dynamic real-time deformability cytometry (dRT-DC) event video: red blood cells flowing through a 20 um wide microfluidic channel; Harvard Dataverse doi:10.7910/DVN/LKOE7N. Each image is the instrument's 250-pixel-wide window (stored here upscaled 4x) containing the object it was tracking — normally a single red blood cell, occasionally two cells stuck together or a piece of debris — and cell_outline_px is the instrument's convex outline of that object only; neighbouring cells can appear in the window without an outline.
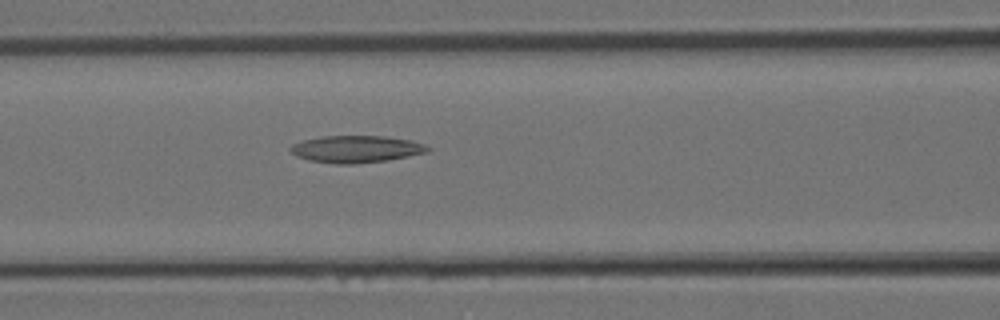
{"species": "Egyptian fruit bat (a non-hibernating species)", "species_latin": "Rousettus aegyptiacus", "temperature_condition": "room temperature", "stored_images_in_passage": 15, "camera_frame_rate_fps": 3000, "um_per_image_px": 0.085, "animal": {"sex": "female"}, "frame": {"image": 1, "passage_image": 13, "time_ms": 4.0, "image_size_px": [1000, 320], "cell_outline_px": [[432, 148], [428, 152], [388, 160], [352, 164], [336, 164], [308, 160], [296, 156], [288, 148], [292, 144], [304, 140], [320, 136], [384, 136], [412, 140], [424, 144]], "centroid_in_image_um": [30.28, 12.67], "position_along_channel_um": 136.3, "area_um2": 21.73}}
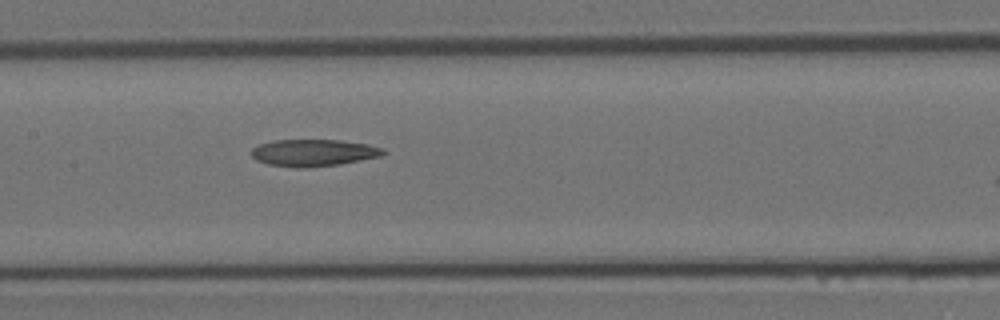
{"frame": {"image": 2, "passage_image": 15, "time_ms": 4.667, "image_size_px": [1000, 320], "cell_outline_px": [[388, 152], [380, 156], [340, 164], [308, 168], [292, 168], [268, 164], [256, 160], [252, 156], [252, 148], [260, 144], [272, 140], [340, 140], [368, 144], [384, 148]], "centroid_in_image_um": [26.66, 12.99], "position_along_channel_um": 180.7, "area_um2": 20.87}}